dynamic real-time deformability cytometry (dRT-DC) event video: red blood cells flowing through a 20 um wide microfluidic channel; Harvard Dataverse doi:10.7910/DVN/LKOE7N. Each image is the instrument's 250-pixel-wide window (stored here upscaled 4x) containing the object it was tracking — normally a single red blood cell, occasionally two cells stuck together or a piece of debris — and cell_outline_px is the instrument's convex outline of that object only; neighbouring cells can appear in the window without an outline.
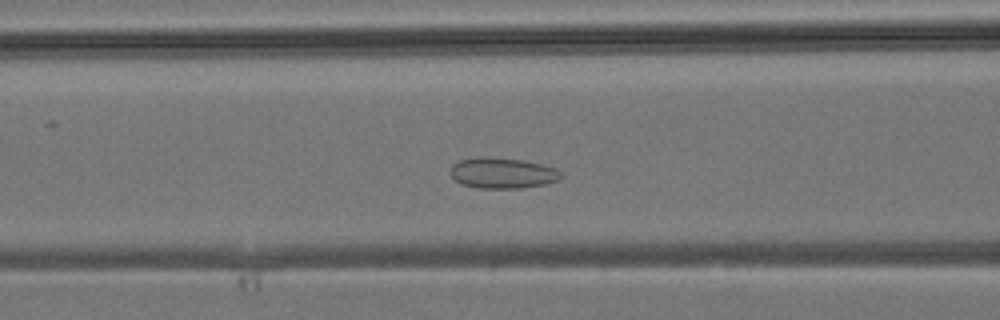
{"species": "common noctule bat (a hibernating species)", "species_latin": "Nyctalus noctula", "temperature_condition": "room temperature", "stored_images_in_passage": 40, "camera_frame_rate_fps": 3000, "um_per_image_px": 0.085, "animal": {"sex": "male", "body_mass_g": 19.2, "forearm_length_mm": 51.8}, "frame": {"image": 1, "passage_image": 13, "time_ms": 4.0, "image_size_px": [1000, 320], "cell_outline_px": [[564, 176], [556, 180], [544, 184], [524, 188], [480, 188], [464, 184], [456, 180], [452, 176], [452, 164], [460, 160], [480, 156], [520, 160], [544, 164], [556, 168]], "centroid_in_image_um": [42.75, 14.7], "position_along_channel_um": 123.9, "area_um2": 19.59}}
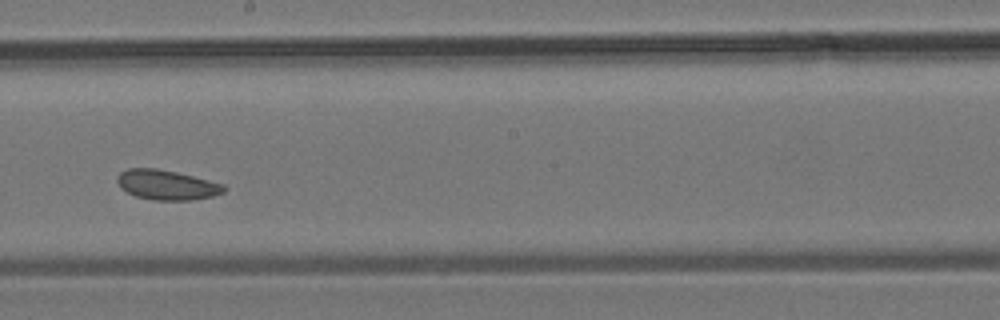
{"frame": {"image": 2, "passage_image": 20, "time_ms": 6.333, "image_size_px": [1000, 320], "cell_outline_px": [[224, 192], [212, 196], [192, 200], [152, 200], [136, 196], [120, 188], [116, 180], [116, 176], [120, 172], [128, 168], [156, 168], [176, 172], [224, 184]], "centroid_in_image_um": [14.13, 15.71], "position_along_channel_um": 234.1, "area_um2": 18.5}}
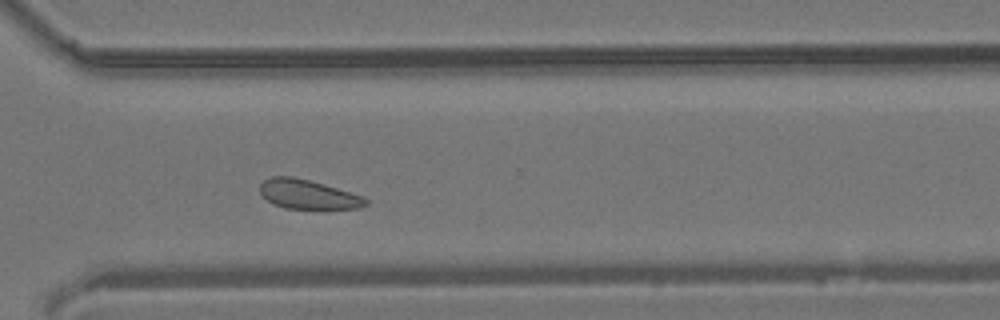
{"frame": {"image": 3, "passage_image": 27, "time_ms": 8.667, "image_size_px": [1000, 320], "cell_outline_px": [[368, 204], [360, 208], [284, 208], [272, 204], [260, 192], [260, 184], [264, 180], [272, 176], [292, 176], [324, 184], [364, 196], [368, 200]], "centroid_in_image_um": [26.18, 16.51], "position_along_channel_um": 344.4, "area_um2": 17.92}}